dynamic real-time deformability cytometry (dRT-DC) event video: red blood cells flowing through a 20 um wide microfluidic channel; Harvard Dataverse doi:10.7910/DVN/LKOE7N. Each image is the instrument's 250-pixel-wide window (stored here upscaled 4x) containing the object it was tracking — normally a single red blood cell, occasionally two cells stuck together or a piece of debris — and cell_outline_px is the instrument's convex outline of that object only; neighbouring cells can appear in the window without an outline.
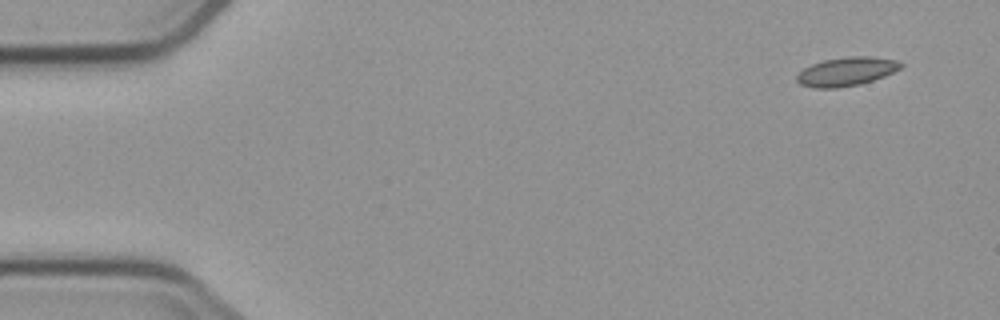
{"species": "common noctule bat (a hibernating species)", "species_latin": "Nyctalus noctula", "temperature_condition": "cold", "stored_images_in_passage": 4, "camera_frame_rate_fps": 3000, "um_per_image_px": 0.085, "animal": {"sex": "male", "body_mass_g": 23.1, "forearm_length_mm": 52.7}, "frame": {"image": 1, "passage_image": 1, "time_ms": 0.0, "image_size_px": [1000, 320], "cell_outline_px": [[904, 64], [900, 68], [884, 76], [860, 84], [836, 88], [816, 88], [800, 84], [796, 80], [796, 76], [804, 68], [812, 64], [824, 60], [848, 56], [868, 56], [896, 60]], "centroid_in_image_um": [71.93, 6.08], "position_along_channel_um": 13.1, "area_um2": 17.22}}